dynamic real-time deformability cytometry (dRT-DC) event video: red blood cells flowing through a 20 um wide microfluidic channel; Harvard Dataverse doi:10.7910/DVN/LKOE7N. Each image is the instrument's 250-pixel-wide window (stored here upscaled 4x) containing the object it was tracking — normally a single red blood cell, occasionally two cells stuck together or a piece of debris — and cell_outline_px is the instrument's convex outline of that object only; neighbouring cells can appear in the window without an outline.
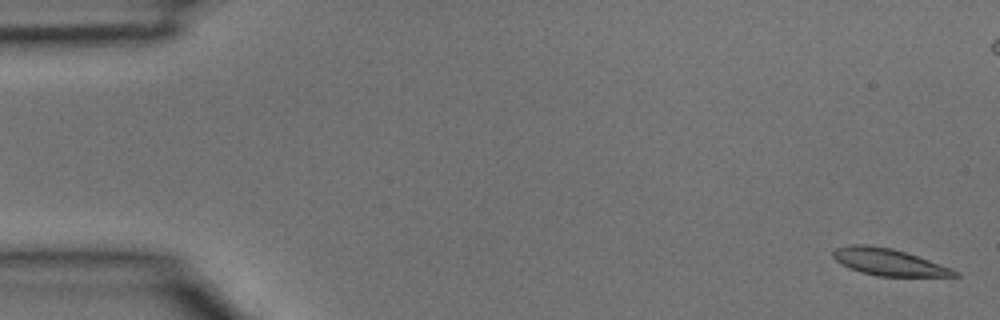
{"species": "common noctule bat (a hibernating species)", "species_latin": "Nyctalus noctula", "temperature_condition": "room temperature", "stored_images_in_passage": 5, "camera_frame_rate_fps": 3000, "um_per_image_px": 0.085, "animal": {"sex": "male", "body_mass_g": 15.6}, "frame": {"image": 1, "passage_image": 1, "time_ms": 0.0, "image_size_px": [1000, 320], "cell_outline_px": [[960, 276], [876, 276], [860, 272], [840, 264], [832, 256], [832, 252], [836, 248], [848, 244], [864, 244], [892, 248], [952, 268], [960, 272]], "centroid_in_image_um": [75.5, 22.27], "position_along_channel_um": 9.5, "area_um2": 18.96}}